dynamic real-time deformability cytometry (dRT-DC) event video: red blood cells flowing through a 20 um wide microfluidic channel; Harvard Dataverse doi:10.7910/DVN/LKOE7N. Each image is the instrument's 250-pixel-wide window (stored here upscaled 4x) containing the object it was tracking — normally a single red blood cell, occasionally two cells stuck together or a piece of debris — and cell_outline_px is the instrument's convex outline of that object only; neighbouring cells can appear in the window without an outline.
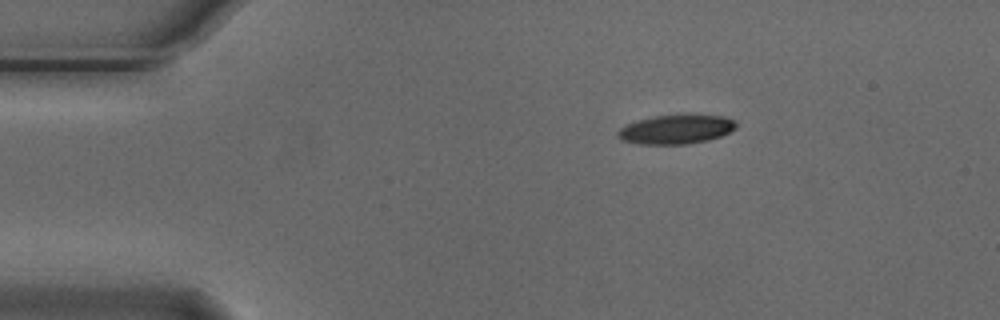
{"species": "Egyptian fruit bat (a non-hibernating species)", "species_latin": "Rousettus aegyptiacus", "temperature_condition": "cold", "stored_images_in_passage": 4, "camera_frame_rate_fps": 3000, "um_per_image_px": 0.085, "animal": {"sex": "male"}, "frame": {"image": 1, "passage_image": 4, "time_ms": 1.0, "image_size_px": [1000, 320], "cell_outline_px": [[736, 128], [720, 136], [708, 140], [688, 144], [640, 144], [620, 140], [616, 136], [616, 132], [620, 128], [636, 120], [652, 116], [680, 112], [724, 116], [736, 120]], "centroid_in_image_um": [57.46, 10.95], "position_along_channel_um": 27.5, "area_um2": 20.92}}